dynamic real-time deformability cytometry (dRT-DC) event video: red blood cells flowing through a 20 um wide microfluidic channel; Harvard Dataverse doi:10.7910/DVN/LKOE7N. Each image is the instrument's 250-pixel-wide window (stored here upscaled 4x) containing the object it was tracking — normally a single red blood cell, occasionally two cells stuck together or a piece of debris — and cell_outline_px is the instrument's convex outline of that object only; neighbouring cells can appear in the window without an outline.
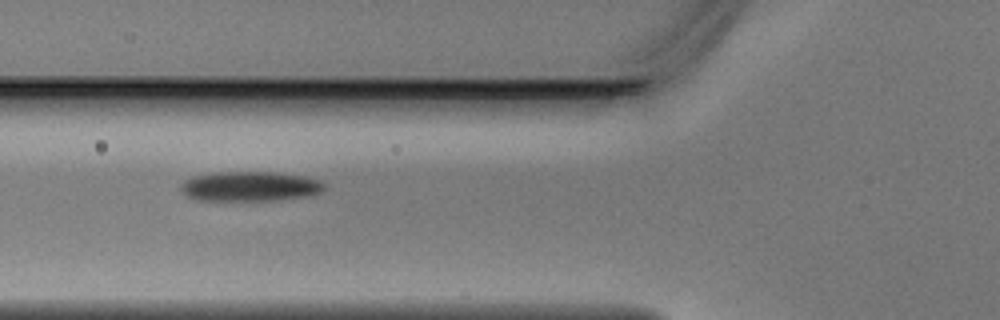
{"species": "Egyptian fruit bat (a non-hibernating species)", "species_latin": "Rousettus aegyptiacus", "temperature_condition": "warm", "stored_images_in_passage": 5, "camera_frame_rate_fps": 3000, "um_per_image_px": 0.085, "animal": {"sex": "male"}, "frame": {"image": 1, "passage_image": 5, "time_ms": 1.333, "image_size_px": [1000, 320], "cell_outline_px": [[324, 188], [320, 192], [308, 196], [276, 200], [196, 200], [188, 196], [180, 188], [180, 184], [184, 180], [192, 176], [212, 172], [276, 172], [308, 176], [320, 180], [324, 184]], "centroid_in_image_um": [21.25, 15.82], "position_along_channel_um": 104.6, "area_um2": 25.09}}